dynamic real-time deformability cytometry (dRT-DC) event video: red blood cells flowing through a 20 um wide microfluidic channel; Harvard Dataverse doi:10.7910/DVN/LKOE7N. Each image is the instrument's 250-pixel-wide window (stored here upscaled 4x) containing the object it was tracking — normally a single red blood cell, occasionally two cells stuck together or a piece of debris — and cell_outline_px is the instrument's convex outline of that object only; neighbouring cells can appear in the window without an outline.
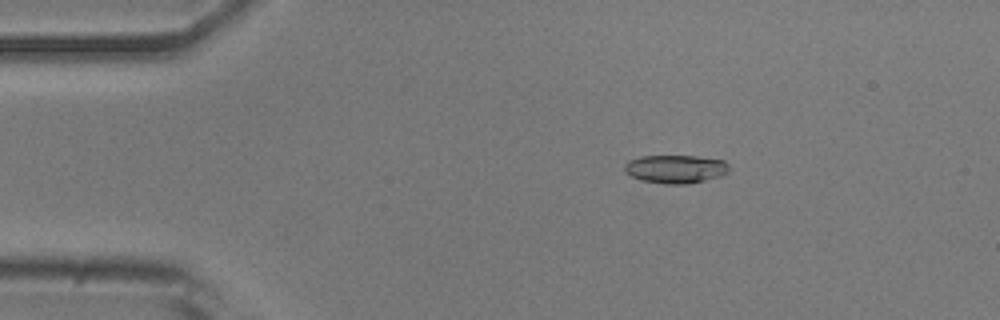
{"species": "common noctule bat (a hibernating species)", "species_latin": "Nyctalus noctula", "temperature_condition": "room temperature", "stored_images_in_passage": 31, "camera_frame_rate_fps": 3000, "um_per_image_px": 0.085, "animal": {"sex": "male", "body_mass_g": 20.5, "forearm_length_mm": 52.5}, "frame": {"image": 1, "passage_image": 2, "time_ms": 0.333, "image_size_px": [1000, 320], "cell_outline_px": [[728, 172], [720, 176], [688, 184], [668, 184], [640, 180], [624, 172], [624, 164], [628, 160], [640, 156], [696, 156], [724, 160], [728, 164]], "centroid_in_image_um": [57.39, 14.36], "position_along_channel_um": 27.6, "area_um2": 17.28}}
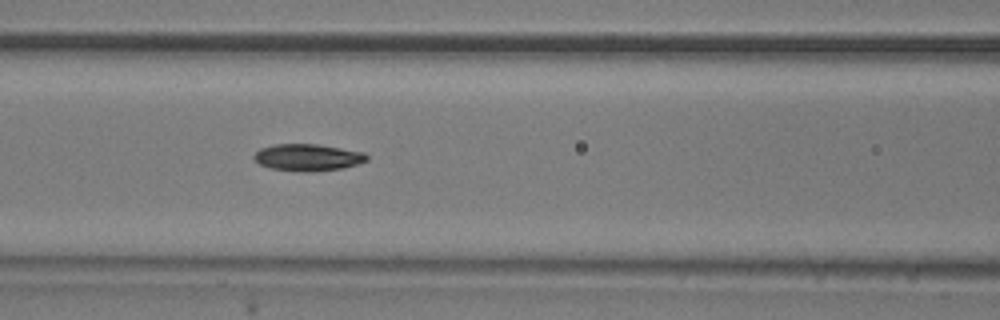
{"frame": {"image": 2, "passage_image": 15, "time_ms": 4.667, "image_size_px": [1000, 320], "cell_outline_px": [[368, 160], [344, 168], [312, 172], [300, 172], [268, 168], [260, 164], [252, 156], [260, 148], [276, 144], [316, 144], [364, 152], [368, 156]], "centroid_in_image_um": [26.15, 13.39], "position_along_channel_um": 140.5, "area_um2": 17.74}}
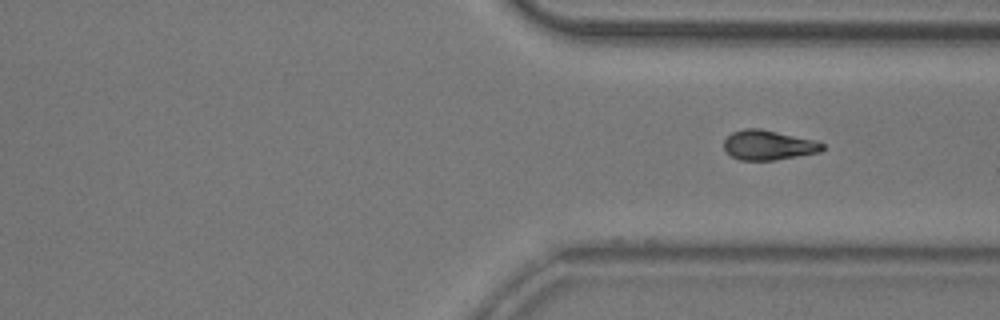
{"frame": {"image": 3, "passage_image": 31, "time_ms": 10.0, "image_size_px": [1000, 320], "cell_outline_px": [[824, 148], [820, 152], [772, 160], [740, 160], [732, 156], [724, 148], [724, 140], [732, 132], [744, 128], [760, 128], [816, 140], [824, 144]], "centroid_in_image_um": [65.31, 12.32], "position_along_channel_um": 346.1, "area_um2": 16.99}}